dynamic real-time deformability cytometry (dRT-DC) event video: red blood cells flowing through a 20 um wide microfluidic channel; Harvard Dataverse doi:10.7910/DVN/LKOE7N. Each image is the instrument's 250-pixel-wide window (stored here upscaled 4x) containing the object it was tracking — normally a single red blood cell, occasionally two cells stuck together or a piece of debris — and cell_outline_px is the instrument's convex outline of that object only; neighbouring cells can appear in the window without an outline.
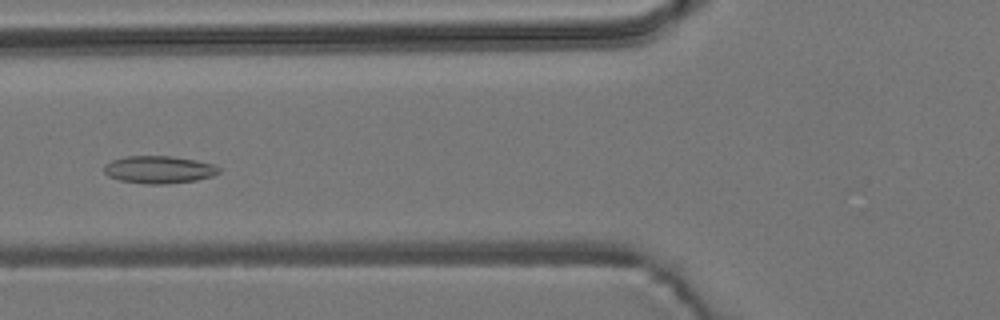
{"species": "common noctule bat (a hibernating species)", "species_latin": "Nyctalus noctula", "temperature_condition": "room temperature", "stored_images_in_passage": 6, "camera_frame_rate_fps": 3000, "um_per_image_px": 0.085, "animal": {"sex": "male", "body_mass_g": 19.2, "forearm_length_mm": 51.8}, "frame": {"image": 1, "passage_image": 6, "time_ms": 6.0, "image_size_px": [1000, 320], "cell_outline_px": [[220, 172], [212, 176], [196, 180], [168, 184], [144, 184], [120, 180], [108, 176], [104, 172], [104, 164], [112, 160], [124, 156], [168, 156], [196, 160], [212, 164], [220, 168]], "centroid_in_image_um": [13.48, 14.42], "position_along_channel_um": 112.3, "area_um2": 18.44}}